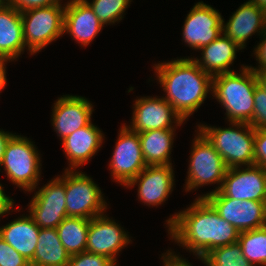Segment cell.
Returning a JSON list of instances; mask_svg holds the SVG:
<instances>
[{"label":"cell","mask_w":266,"mask_h":266,"mask_svg":"<svg viewBox=\"0 0 266 266\" xmlns=\"http://www.w3.org/2000/svg\"><path fill=\"white\" fill-rule=\"evenodd\" d=\"M40 228L30 215L20 216L0 227V237L29 262L32 261Z\"/></svg>","instance_id":"603a6c76"},{"label":"cell","mask_w":266,"mask_h":266,"mask_svg":"<svg viewBox=\"0 0 266 266\" xmlns=\"http://www.w3.org/2000/svg\"><path fill=\"white\" fill-rule=\"evenodd\" d=\"M227 169L219 192L236 200L266 202V170L258 165Z\"/></svg>","instance_id":"5bb4252c"},{"label":"cell","mask_w":266,"mask_h":266,"mask_svg":"<svg viewBox=\"0 0 266 266\" xmlns=\"http://www.w3.org/2000/svg\"><path fill=\"white\" fill-rule=\"evenodd\" d=\"M170 240L179 243L202 260L215 248L235 243L239 231L221 218L205 198H196L185 210L167 221Z\"/></svg>","instance_id":"6da1fadb"},{"label":"cell","mask_w":266,"mask_h":266,"mask_svg":"<svg viewBox=\"0 0 266 266\" xmlns=\"http://www.w3.org/2000/svg\"><path fill=\"white\" fill-rule=\"evenodd\" d=\"M258 84L266 91V71L255 72Z\"/></svg>","instance_id":"ab89813d"},{"label":"cell","mask_w":266,"mask_h":266,"mask_svg":"<svg viewBox=\"0 0 266 266\" xmlns=\"http://www.w3.org/2000/svg\"><path fill=\"white\" fill-rule=\"evenodd\" d=\"M92 103L81 96L63 95L52 109V126L61 140L91 122Z\"/></svg>","instance_id":"2e32d148"},{"label":"cell","mask_w":266,"mask_h":266,"mask_svg":"<svg viewBox=\"0 0 266 266\" xmlns=\"http://www.w3.org/2000/svg\"><path fill=\"white\" fill-rule=\"evenodd\" d=\"M173 252V253H172ZM167 251L162 257L163 266H193L186 259L181 258L174 251Z\"/></svg>","instance_id":"d590c367"},{"label":"cell","mask_w":266,"mask_h":266,"mask_svg":"<svg viewBox=\"0 0 266 266\" xmlns=\"http://www.w3.org/2000/svg\"><path fill=\"white\" fill-rule=\"evenodd\" d=\"M238 242L251 264L266 266V226L240 232Z\"/></svg>","instance_id":"4316f807"},{"label":"cell","mask_w":266,"mask_h":266,"mask_svg":"<svg viewBox=\"0 0 266 266\" xmlns=\"http://www.w3.org/2000/svg\"><path fill=\"white\" fill-rule=\"evenodd\" d=\"M241 67V73L234 71L214 76L211 94L224 106L227 121L250 124L258 81L253 70L248 66Z\"/></svg>","instance_id":"3957f363"},{"label":"cell","mask_w":266,"mask_h":266,"mask_svg":"<svg viewBox=\"0 0 266 266\" xmlns=\"http://www.w3.org/2000/svg\"><path fill=\"white\" fill-rule=\"evenodd\" d=\"M29 207V215L39 228H57L67 218L65 172L34 193Z\"/></svg>","instance_id":"9c48e42d"},{"label":"cell","mask_w":266,"mask_h":266,"mask_svg":"<svg viewBox=\"0 0 266 266\" xmlns=\"http://www.w3.org/2000/svg\"><path fill=\"white\" fill-rule=\"evenodd\" d=\"M201 261L206 266H255L243 256L238 241L213 249Z\"/></svg>","instance_id":"83f0119b"},{"label":"cell","mask_w":266,"mask_h":266,"mask_svg":"<svg viewBox=\"0 0 266 266\" xmlns=\"http://www.w3.org/2000/svg\"><path fill=\"white\" fill-rule=\"evenodd\" d=\"M103 140L104 134L92 122L61 140L69 160L70 168L67 167L66 170H75L86 164L99 151Z\"/></svg>","instance_id":"ffe728a7"},{"label":"cell","mask_w":266,"mask_h":266,"mask_svg":"<svg viewBox=\"0 0 266 266\" xmlns=\"http://www.w3.org/2000/svg\"><path fill=\"white\" fill-rule=\"evenodd\" d=\"M223 19L211 5L197 2L187 14L183 25V40L194 50L210 44L222 32Z\"/></svg>","instance_id":"4fadbf2b"},{"label":"cell","mask_w":266,"mask_h":266,"mask_svg":"<svg viewBox=\"0 0 266 266\" xmlns=\"http://www.w3.org/2000/svg\"><path fill=\"white\" fill-rule=\"evenodd\" d=\"M103 27L84 0H70L65 4L63 32L69 33L78 44L89 45Z\"/></svg>","instance_id":"d6986e66"},{"label":"cell","mask_w":266,"mask_h":266,"mask_svg":"<svg viewBox=\"0 0 266 266\" xmlns=\"http://www.w3.org/2000/svg\"><path fill=\"white\" fill-rule=\"evenodd\" d=\"M67 266H117L110 258L90 253L82 252L70 256V261Z\"/></svg>","instance_id":"4dcf8cb0"},{"label":"cell","mask_w":266,"mask_h":266,"mask_svg":"<svg viewBox=\"0 0 266 266\" xmlns=\"http://www.w3.org/2000/svg\"><path fill=\"white\" fill-rule=\"evenodd\" d=\"M133 107L132 122L127 126L136 133L151 130L175 129L184 123L182 117L163 97H141ZM175 124L172 126V124Z\"/></svg>","instance_id":"7c38bea8"},{"label":"cell","mask_w":266,"mask_h":266,"mask_svg":"<svg viewBox=\"0 0 266 266\" xmlns=\"http://www.w3.org/2000/svg\"><path fill=\"white\" fill-rule=\"evenodd\" d=\"M70 255L61 243L56 228H40L38 244L30 266H67Z\"/></svg>","instance_id":"d4e9b609"},{"label":"cell","mask_w":266,"mask_h":266,"mask_svg":"<svg viewBox=\"0 0 266 266\" xmlns=\"http://www.w3.org/2000/svg\"><path fill=\"white\" fill-rule=\"evenodd\" d=\"M8 61H12L8 58H0V93L1 90L5 88L7 84V79H6V65Z\"/></svg>","instance_id":"f35d334b"},{"label":"cell","mask_w":266,"mask_h":266,"mask_svg":"<svg viewBox=\"0 0 266 266\" xmlns=\"http://www.w3.org/2000/svg\"><path fill=\"white\" fill-rule=\"evenodd\" d=\"M260 43L254 49V56H256V60L258 61V67L248 66L254 72L266 71V31L261 35Z\"/></svg>","instance_id":"e575fe53"},{"label":"cell","mask_w":266,"mask_h":266,"mask_svg":"<svg viewBox=\"0 0 266 266\" xmlns=\"http://www.w3.org/2000/svg\"><path fill=\"white\" fill-rule=\"evenodd\" d=\"M120 224L102 214L90 219L85 251L106 256L116 265V256L131 239Z\"/></svg>","instance_id":"9a60e30c"},{"label":"cell","mask_w":266,"mask_h":266,"mask_svg":"<svg viewBox=\"0 0 266 266\" xmlns=\"http://www.w3.org/2000/svg\"><path fill=\"white\" fill-rule=\"evenodd\" d=\"M224 22L223 19V34L244 49L247 39L256 32L261 38L266 27V12L248 0L232 14L226 24Z\"/></svg>","instance_id":"ac0fdd59"},{"label":"cell","mask_w":266,"mask_h":266,"mask_svg":"<svg viewBox=\"0 0 266 266\" xmlns=\"http://www.w3.org/2000/svg\"><path fill=\"white\" fill-rule=\"evenodd\" d=\"M157 80L167 100L184 121L212 92L213 77L202 71L193 58H180L154 65Z\"/></svg>","instance_id":"7a4b0ae2"},{"label":"cell","mask_w":266,"mask_h":266,"mask_svg":"<svg viewBox=\"0 0 266 266\" xmlns=\"http://www.w3.org/2000/svg\"><path fill=\"white\" fill-rule=\"evenodd\" d=\"M250 126L256 129H266V91L258 83L254 92V110Z\"/></svg>","instance_id":"f546056e"},{"label":"cell","mask_w":266,"mask_h":266,"mask_svg":"<svg viewBox=\"0 0 266 266\" xmlns=\"http://www.w3.org/2000/svg\"><path fill=\"white\" fill-rule=\"evenodd\" d=\"M25 49L21 12L1 0L0 58L17 60Z\"/></svg>","instance_id":"44dd1931"},{"label":"cell","mask_w":266,"mask_h":266,"mask_svg":"<svg viewBox=\"0 0 266 266\" xmlns=\"http://www.w3.org/2000/svg\"><path fill=\"white\" fill-rule=\"evenodd\" d=\"M84 1L103 25L115 24V22L121 21L131 2V0H93L91 3L88 0Z\"/></svg>","instance_id":"f1b7e54d"},{"label":"cell","mask_w":266,"mask_h":266,"mask_svg":"<svg viewBox=\"0 0 266 266\" xmlns=\"http://www.w3.org/2000/svg\"><path fill=\"white\" fill-rule=\"evenodd\" d=\"M205 199L239 232L266 226V202L236 200L223 196L219 191L208 194Z\"/></svg>","instance_id":"30bf717a"},{"label":"cell","mask_w":266,"mask_h":266,"mask_svg":"<svg viewBox=\"0 0 266 266\" xmlns=\"http://www.w3.org/2000/svg\"><path fill=\"white\" fill-rule=\"evenodd\" d=\"M229 125L228 128H216L198 124V130L221 155L228 168L254 165L255 129L242 122H230Z\"/></svg>","instance_id":"277c9868"},{"label":"cell","mask_w":266,"mask_h":266,"mask_svg":"<svg viewBox=\"0 0 266 266\" xmlns=\"http://www.w3.org/2000/svg\"><path fill=\"white\" fill-rule=\"evenodd\" d=\"M14 134L13 133H10V132H5L3 130L0 129V164L2 162V159H3V155L5 153V148H6V145L9 141V139L13 136Z\"/></svg>","instance_id":"74e56055"},{"label":"cell","mask_w":266,"mask_h":266,"mask_svg":"<svg viewBox=\"0 0 266 266\" xmlns=\"http://www.w3.org/2000/svg\"><path fill=\"white\" fill-rule=\"evenodd\" d=\"M3 187L0 183V217L4 214H8L10 210L13 211L14 207V200L11 199L9 196H6L5 192L3 191Z\"/></svg>","instance_id":"8d00e7d4"},{"label":"cell","mask_w":266,"mask_h":266,"mask_svg":"<svg viewBox=\"0 0 266 266\" xmlns=\"http://www.w3.org/2000/svg\"><path fill=\"white\" fill-rule=\"evenodd\" d=\"M174 170L172 165L146 166L125 187L138 184V198L144 204L154 207L161 205L173 190Z\"/></svg>","instance_id":"e0dca14e"},{"label":"cell","mask_w":266,"mask_h":266,"mask_svg":"<svg viewBox=\"0 0 266 266\" xmlns=\"http://www.w3.org/2000/svg\"><path fill=\"white\" fill-rule=\"evenodd\" d=\"M196 133L198 134L193 139L190 153L185 191L189 192L204 185L218 183L216 190L198 196V198H205L208 194L220 190L228 167L207 138L199 130Z\"/></svg>","instance_id":"8992f818"},{"label":"cell","mask_w":266,"mask_h":266,"mask_svg":"<svg viewBox=\"0 0 266 266\" xmlns=\"http://www.w3.org/2000/svg\"><path fill=\"white\" fill-rule=\"evenodd\" d=\"M175 129L145 131L139 134L143 157L147 166L172 165L171 150Z\"/></svg>","instance_id":"cb8c5ba5"},{"label":"cell","mask_w":266,"mask_h":266,"mask_svg":"<svg viewBox=\"0 0 266 266\" xmlns=\"http://www.w3.org/2000/svg\"><path fill=\"white\" fill-rule=\"evenodd\" d=\"M254 145V164L266 170V129L255 130Z\"/></svg>","instance_id":"d6a6232c"},{"label":"cell","mask_w":266,"mask_h":266,"mask_svg":"<svg viewBox=\"0 0 266 266\" xmlns=\"http://www.w3.org/2000/svg\"><path fill=\"white\" fill-rule=\"evenodd\" d=\"M139 134L123 124L110 160V170L113 180L126 186L146 167Z\"/></svg>","instance_id":"8fae6325"},{"label":"cell","mask_w":266,"mask_h":266,"mask_svg":"<svg viewBox=\"0 0 266 266\" xmlns=\"http://www.w3.org/2000/svg\"><path fill=\"white\" fill-rule=\"evenodd\" d=\"M266 12V0H250Z\"/></svg>","instance_id":"60d3db41"},{"label":"cell","mask_w":266,"mask_h":266,"mask_svg":"<svg viewBox=\"0 0 266 266\" xmlns=\"http://www.w3.org/2000/svg\"><path fill=\"white\" fill-rule=\"evenodd\" d=\"M10 6L17 10L25 11L31 8L47 7L55 4H61V0H4Z\"/></svg>","instance_id":"836d02e7"},{"label":"cell","mask_w":266,"mask_h":266,"mask_svg":"<svg viewBox=\"0 0 266 266\" xmlns=\"http://www.w3.org/2000/svg\"><path fill=\"white\" fill-rule=\"evenodd\" d=\"M64 11L62 4L21 11L24 42L30 55L64 34Z\"/></svg>","instance_id":"52a82bcc"},{"label":"cell","mask_w":266,"mask_h":266,"mask_svg":"<svg viewBox=\"0 0 266 266\" xmlns=\"http://www.w3.org/2000/svg\"><path fill=\"white\" fill-rule=\"evenodd\" d=\"M65 192L68 217L92 219L107 209L101 189L85 173L65 169Z\"/></svg>","instance_id":"ba28073f"},{"label":"cell","mask_w":266,"mask_h":266,"mask_svg":"<svg viewBox=\"0 0 266 266\" xmlns=\"http://www.w3.org/2000/svg\"><path fill=\"white\" fill-rule=\"evenodd\" d=\"M241 49L229 37L222 34L210 44L199 49L202 51V57L200 59L196 57L193 60L202 71L214 77L219 74L234 72L230 65L236 59V51Z\"/></svg>","instance_id":"7402d4cb"},{"label":"cell","mask_w":266,"mask_h":266,"mask_svg":"<svg viewBox=\"0 0 266 266\" xmlns=\"http://www.w3.org/2000/svg\"><path fill=\"white\" fill-rule=\"evenodd\" d=\"M90 219L67 217L58 226L57 233L69 255L85 251Z\"/></svg>","instance_id":"484cf974"},{"label":"cell","mask_w":266,"mask_h":266,"mask_svg":"<svg viewBox=\"0 0 266 266\" xmlns=\"http://www.w3.org/2000/svg\"><path fill=\"white\" fill-rule=\"evenodd\" d=\"M29 138L13 135L5 148L0 166L4 167L7 178L26 192L35 191L40 181V154Z\"/></svg>","instance_id":"5b68a950"},{"label":"cell","mask_w":266,"mask_h":266,"mask_svg":"<svg viewBox=\"0 0 266 266\" xmlns=\"http://www.w3.org/2000/svg\"><path fill=\"white\" fill-rule=\"evenodd\" d=\"M0 266H30V262L0 237Z\"/></svg>","instance_id":"1f68e13d"}]
</instances>
